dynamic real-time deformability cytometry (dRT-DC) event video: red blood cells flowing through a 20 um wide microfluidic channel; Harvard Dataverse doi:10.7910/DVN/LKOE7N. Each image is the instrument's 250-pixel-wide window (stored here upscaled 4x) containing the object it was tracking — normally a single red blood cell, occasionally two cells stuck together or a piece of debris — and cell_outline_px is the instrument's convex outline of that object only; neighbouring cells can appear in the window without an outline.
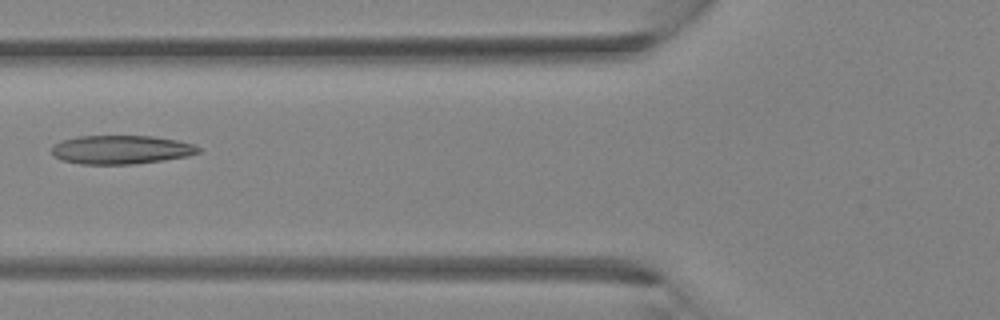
{"species": "Egyptian fruit bat (a non-hibernating species)", "species_latin": "Rousettus aegyptiacus", "temperature_condition": "room temperature", "stored_images_in_passage": 4, "camera_frame_rate_fps": 3000, "um_per_image_px": 0.085, "animal": {"sex": "female"}, "frame": {"image": 1, "passage_image": 4, "time_ms": 4.333, "image_size_px": [1000, 320], "cell_outline_px": [[200, 152], [188, 156], [164, 160], [132, 164], [80, 164], [64, 160], [56, 156], [52, 152], [52, 144], [60, 140], [80, 136], [152, 136], [176, 140], [192, 144], [200, 148]], "centroid_in_image_um": [10.28, 12.72], "position_along_channel_um": 115.5, "area_um2": 24.45}}